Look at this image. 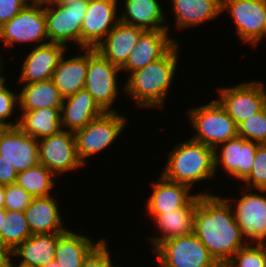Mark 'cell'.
Instances as JSON below:
<instances>
[{"label":"cell","instance_id":"1","mask_svg":"<svg viewBox=\"0 0 266 267\" xmlns=\"http://www.w3.org/2000/svg\"><path fill=\"white\" fill-rule=\"evenodd\" d=\"M193 233L223 267L248 241L242 235L233 209L225 197L215 193H198Z\"/></svg>","mask_w":266,"mask_h":267},{"label":"cell","instance_id":"2","mask_svg":"<svg viewBox=\"0 0 266 267\" xmlns=\"http://www.w3.org/2000/svg\"><path fill=\"white\" fill-rule=\"evenodd\" d=\"M177 42L163 57L149 63L146 67L128 74L123 86L126 96L135 102L137 107L163 110L170 86L174 81L178 66ZM127 92V93H126Z\"/></svg>","mask_w":266,"mask_h":267},{"label":"cell","instance_id":"3","mask_svg":"<svg viewBox=\"0 0 266 267\" xmlns=\"http://www.w3.org/2000/svg\"><path fill=\"white\" fill-rule=\"evenodd\" d=\"M214 151L210 146L188 138L173 146L161 174L192 189L196 182L209 181L216 176Z\"/></svg>","mask_w":266,"mask_h":267},{"label":"cell","instance_id":"4","mask_svg":"<svg viewBox=\"0 0 266 267\" xmlns=\"http://www.w3.org/2000/svg\"><path fill=\"white\" fill-rule=\"evenodd\" d=\"M194 136L190 139L216 149L220 144L238 136V126L215 99L186 112Z\"/></svg>","mask_w":266,"mask_h":267},{"label":"cell","instance_id":"5","mask_svg":"<svg viewBox=\"0 0 266 267\" xmlns=\"http://www.w3.org/2000/svg\"><path fill=\"white\" fill-rule=\"evenodd\" d=\"M127 117L117 111L104 112L88 125L74 132L77 154L85 166L87 158L103 152L119 138L127 125Z\"/></svg>","mask_w":266,"mask_h":267},{"label":"cell","instance_id":"6","mask_svg":"<svg viewBox=\"0 0 266 267\" xmlns=\"http://www.w3.org/2000/svg\"><path fill=\"white\" fill-rule=\"evenodd\" d=\"M153 253L160 267H221L193 232L161 242Z\"/></svg>","mask_w":266,"mask_h":267},{"label":"cell","instance_id":"7","mask_svg":"<svg viewBox=\"0 0 266 267\" xmlns=\"http://www.w3.org/2000/svg\"><path fill=\"white\" fill-rule=\"evenodd\" d=\"M0 42L5 48L15 43H36L35 46L49 43L45 2H29L16 16L4 23L0 27Z\"/></svg>","mask_w":266,"mask_h":267},{"label":"cell","instance_id":"8","mask_svg":"<svg viewBox=\"0 0 266 267\" xmlns=\"http://www.w3.org/2000/svg\"><path fill=\"white\" fill-rule=\"evenodd\" d=\"M88 8V0L77 1L68 5L45 2L46 31L48 41L60 43L69 48L67 43L75 42L81 49V27Z\"/></svg>","mask_w":266,"mask_h":267},{"label":"cell","instance_id":"9","mask_svg":"<svg viewBox=\"0 0 266 267\" xmlns=\"http://www.w3.org/2000/svg\"><path fill=\"white\" fill-rule=\"evenodd\" d=\"M254 191L244 188L239 198L226 197V199L233 209L235 220L246 241L266 244V190H256L259 193Z\"/></svg>","mask_w":266,"mask_h":267},{"label":"cell","instance_id":"10","mask_svg":"<svg viewBox=\"0 0 266 267\" xmlns=\"http://www.w3.org/2000/svg\"><path fill=\"white\" fill-rule=\"evenodd\" d=\"M121 71V68L105 59L96 49L89 48L85 89L105 112L117 111L112 106L121 90L117 80V74Z\"/></svg>","mask_w":266,"mask_h":267},{"label":"cell","instance_id":"11","mask_svg":"<svg viewBox=\"0 0 266 267\" xmlns=\"http://www.w3.org/2000/svg\"><path fill=\"white\" fill-rule=\"evenodd\" d=\"M216 99L238 126L266 106L265 83L248 81L230 87H219Z\"/></svg>","mask_w":266,"mask_h":267},{"label":"cell","instance_id":"12","mask_svg":"<svg viewBox=\"0 0 266 267\" xmlns=\"http://www.w3.org/2000/svg\"><path fill=\"white\" fill-rule=\"evenodd\" d=\"M227 10L241 42L258 46L264 34L266 0H222V12Z\"/></svg>","mask_w":266,"mask_h":267},{"label":"cell","instance_id":"13","mask_svg":"<svg viewBox=\"0 0 266 267\" xmlns=\"http://www.w3.org/2000/svg\"><path fill=\"white\" fill-rule=\"evenodd\" d=\"M39 163L56 177L83 168L80 161L74 132L61 130L59 133L38 140Z\"/></svg>","mask_w":266,"mask_h":267},{"label":"cell","instance_id":"14","mask_svg":"<svg viewBox=\"0 0 266 267\" xmlns=\"http://www.w3.org/2000/svg\"><path fill=\"white\" fill-rule=\"evenodd\" d=\"M118 0H88L81 27V49L94 48L120 21Z\"/></svg>","mask_w":266,"mask_h":267},{"label":"cell","instance_id":"15","mask_svg":"<svg viewBox=\"0 0 266 267\" xmlns=\"http://www.w3.org/2000/svg\"><path fill=\"white\" fill-rule=\"evenodd\" d=\"M220 145L214 149L215 173L222 166V170L230 175L228 177L233 176L232 179L243 181L252 171L256 150L260 144L237 136Z\"/></svg>","mask_w":266,"mask_h":267},{"label":"cell","instance_id":"16","mask_svg":"<svg viewBox=\"0 0 266 267\" xmlns=\"http://www.w3.org/2000/svg\"><path fill=\"white\" fill-rule=\"evenodd\" d=\"M0 154L19 173L39 163L38 140L18 126L1 127Z\"/></svg>","mask_w":266,"mask_h":267},{"label":"cell","instance_id":"17","mask_svg":"<svg viewBox=\"0 0 266 267\" xmlns=\"http://www.w3.org/2000/svg\"><path fill=\"white\" fill-rule=\"evenodd\" d=\"M68 49L63 44L52 42L33 47L23 60L17 83L21 85L51 80L60 58Z\"/></svg>","mask_w":266,"mask_h":267},{"label":"cell","instance_id":"18","mask_svg":"<svg viewBox=\"0 0 266 267\" xmlns=\"http://www.w3.org/2000/svg\"><path fill=\"white\" fill-rule=\"evenodd\" d=\"M169 30H145L121 70L132 73L163 57L176 43Z\"/></svg>","mask_w":266,"mask_h":267},{"label":"cell","instance_id":"19","mask_svg":"<svg viewBox=\"0 0 266 267\" xmlns=\"http://www.w3.org/2000/svg\"><path fill=\"white\" fill-rule=\"evenodd\" d=\"M198 193L182 208L163 214H147L154 220L160 236L148 237L154 250L161 242L193 232L195 206L198 203ZM153 217V218H152Z\"/></svg>","mask_w":266,"mask_h":267},{"label":"cell","instance_id":"20","mask_svg":"<svg viewBox=\"0 0 266 267\" xmlns=\"http://www.w3.org/2000/svg\"><path fill=\"white\" fill-rule=\"evenodd\" d=\"M152 184V193L147 198L146 209L149 214H163L184 207L195 195L192 189L181 183L166 179L160 174Z\"/></svg>","mask_w":266,"mask_h":267},{"label":"cell","instance_id":"21","mask_svg":"<svg viewBox=\"0 0 266 267\" xmlns=\"http://www.w3.org/2000/svg\"><path fill=\"white\" fill-rule=\"evenodd\" d=\"M80 52L83 54L79 53V55H74L69 59L65 57L66 54L64 53L53 72L51 80L63 98L85 88L89 48H82Z\"/></svg>","mask_w":266,"mask_h":267},{"label":"cell","instance_id":"22","mask_svg":"<svg viewBox=\"0 0 266 267\" xmlns=\"http://www.w3.org/2000/svg\"><path fill=\"white\" fill-rule=\"evenodd\" d=\"M105 111L96 103L93 96L84 88L63 98L61 126L63 130L75 132L88 125Z\"/></svg>","mask_w":266,"mask_h":267},{"label":"cell","instance_id":"23","mask_svg":"<svg viewBox=\"0 0 266 267\" xmlns=\"http://www.w3.org/2000/svg\"><path fill=\"white\" fill-rule=\"evenodd\" d=\"M145 30L119 21L97 46L96 51L112 64L121 68Z\"/></svg>","mask_w":266,"mask_h":267},{"label":"cell","instance_id":"24","mask_svg":"<svg viewBox=\"0 0 266 267\" xmlns=\"http://www.w3.org/2000/svg\"><path fill=\"white\" fill-rule=\"evenodd\" d=\"M54 196L33 197L24 214L32 234L37 233H64L63 216ZM64 225V226H63Z\"/></svg>","mask_w":266,"mask_h":267},{"label":"cell","instance_id":"25","mask_svg":"<svg viewBox=\"0 0 266 267\" xmlns=\"http://www.w3.org/2000/svg\"><path fill=\"white\" fill-rule=\"evenodd\" d=\"M124 1V2H123ZM120 21L144 30H169L166 16L159 0H123ZM166 24V25H165Z\"/></svg>","mask_w":266,"mask_h":267},{"label":"cell","instance_id":"26","mask_svg":"<svg viewBox=\"0 0 266 267\" xmlns=\"http://www.w3.org/2000/svg\"><path fill=\"white\" fill-rule=\"evenodd\" d=\"M176 29L183 30L213 20L222 14V0H170Z\"/></svg>","mask_w":266,"mask_h":267},{"label":"cell","instance_id":"27","mask_svg":"<svg viewBox=\"0 0 266 267\" xmlns=\"http://www.w3.org/2000/svg\"><path fill=\"white\" fill-rule=\"evenodd\" d=\"M57 233L32 234L13 250V257H18L23 267H42L55 259Z\"/></svg>","mask_w":266,"mask_h":267},{"label":"cell","instance_id":"28","mask_svg":"<svg viewBox=\"0 0 266 267\" xmlns=\"http://www.w3.org/2000/svg\"><path fill=\"white\" fill-rule=\"evenodd\" d=\"M86 235L74 232L71 229L64 233H57L54 260L60 267H82L87 255L103 240L99 239L94 243V240Z\"/></svg>","mask_w":266,"mask_h":267},{"label":"cell","instance_id":"29","mask_svg":"<svg viewBox=\"0 0 266 267\" xmlns=\"http://www.w3.org/2000/svg\"><path fill=\"white\" fill-rule=\"evenodd\" d=\"M18 127L26 134L40 140L62 130L61 108H41L21 111Z\"/></svg>","mask_w":266,"mask_h":267},{"label":"cell","instance_id":"30","mask_svg":"<svg viewBox=\"0 0 266 267\" xmlns=\"http://www.w3.org/2000/svg\"><path fill=\"white\" fill-rule=\"evenodd\" d=\"M19 92V112L41 108H61L63 97L52 80L22 84Z\"/></svg>","mask_w":266,"mask_h":267},{"label":"cell","instance_id":"31","mask_svg":"<svg viewBox=\"0 0 266 267\" xmlns=\"http://www.w3.org/2000/svg\"><path fill=\"white\" fill-rule=\"evenodd\" d=\"M56 176L45 166L38 163L18 173L16 183L33 197L51 195Z\"/></svg>","mask_w":266,"mask_h":267},{"label":"cell","instance_id":"32","mask_svg":"<svg viewBox=\"0 0 266 267\" xmlns=\"http://www.w3.org/2000/svg\"><path fill=\"white\" fill-rule=\"evenodd\" d=\"M31 235L32 233L24 212L5 209V217H3L0 233V243L14 250Z\"/></svg>","mask_w":266,"mask_h":267},{"label":"cell","instance_id":"33","mask_svg":"<svg viewBox=\"0 0 266 267\" xmlns=\"http://www.w3.org/2000/svg\"><path fill=\"white\" fill-rule=\"evenodd\" d=\"M223 267H266V244L247 243Z\"/></svg>","mask_w":266,"mask_h":267},{"label":"cell","instance_id":"34","mask_svg":"<svg viewBox=\"0 0 266 267\" xmlns=\"http://www.w3.org/2000/svg\"><path fill=\"white\" fill-rule=\"evenodd\" d=\"M238 136L260 145L266 144V106L238 125Z\"/></svg>","mask_w":266,"mask_h":267},{"label":"cell","instance_id":"35","mask_svg":"<svg viewBox=\"0 0 266 267\" xmlns=\"http://www.w3.org/2000/svg\"><path fill=\"white\" fill-rule=\"evenodd\" d=\"M252 171L242 181V188L266 190V144L258 146L253 162Z\"/></svg>","mask_w":266,"mask_h":267},{"label":"cell","instance_id":"36","mask_svg":"<svg viewBox=\"0 0 266 267\" xmlns=\"http://www.w3.org/2000/svg\"><path fill=\"white\" fill-rule=\"evenodd\" d=\"M18 107V108H17ZM15 109L19 110V95L11 91L7 84L0 88V127H16L19 124L20 115L18 113L17 119L6 121L7 118L11 120V116ZM10 117V118H9Z\"/></svg>","mask_w":266,"mask_h":267},{"label":"cell","instance_id":"37","mask_svg":"<svg viewBox=\"0 0 266 267\" xmlns=\"http://www.w3.org/2000/svg\"><path fill=\"white\" fill-rule=\"evenodd\" d=\"M33 196L26 192L17 183L5 186V203L6 210L22 211L30 205Z\"/></svg>","mask_w":266,"mask_h":267},{"label":"cell","instance_id":"38","mask_svg":"<svg viewBox=\"0 0 266 267\" xmlns=\"http://www.w3.org/2000/svg\"><path fill=\"white\" fill-rule=\"evenodd\" d=\"M107 240H103L87 255L82 267H118L112 263Z\"/></svg>","mask_w":266,"mask_h":267},{"label":"cell","instance_id":"39","mask_svg":"<svg viewBox=\"0 0 266 267\" xmlns=\"http://www.w3.org/2000/svg\"><path fill=\"white\" fill-rule=\"evenodd\" d=\"M29 0H0V27L16 16Z\"/></svg>","mask_w":266,"mask_h":267},{"label":"cell","instance_id":"40","mask_svg":"<svg viewBox=\"0 0 266 267\" xmlns=\"http://www.w3.org/2000/svg\"><path fill=\"white\" fill-rule=\"evenodd\" d=\"M17 171L0 154V185H10L16 183Z\"/></svg>","mask_w":266,"mask_h":267},{"label":"cell","instance_id":"41","mask_svg":"<svg viewBox=\"0 0 266 267\" xmlns=\"http://www.w3.org/2000/svg\"><path fill=\"white\" fill-rule=\"evenodd\" d=\"M13 258V250L0 243V267H10Z\"/></svg>","mask_w":266,"mask_h":267},{"label":"cell","instance_id":"42","mask_svg":"<svg viewBox=\"0 0 266 267\" xmlns=\"http://www.w3.org/2000/svg\"><path fill=\"white\" fill-rule=\"evenodd\" d=\"M4 203H5V186L0 185V210L4 209Z\"/></svg>","mask_w":266,"mask_h":267},{"label":"cell","instance_id":"43","mask_svg":"<svg viewBox=\"0 0 266 267\" xmlns=\"http://www.w3.org/2000/svg\"><path fill=\"white\" fill-rule=\"evenodd\" d=\"M52 4H57V5H68L73 2L77 1H84V0H49Z\"/></svg>","mask_w":266,"mask_h":267},{"label":"cell","instance_id":"44","mask_svg":"<svg viewBox=\"0 0 266 267\" xmlns=\"http://www.w3.org/2000/svg\"><path fill=\"white\" fill-rule=\"evenodd\" d=\"M3 61L0 60V88L3 87L6 84V77L2 75V69H3Z\"/></svg>","mask_w":266,"mask_h":267},{"label":"cell","instance_id":"45","mask_svg":"<svg viewBox=\"0 0 266 267\" xmlns=\"http://www.w3.org/2000/svg\"><path fill=\"white\" fill-rule=\"evenodd\" d=\"M3 217H5V208L0 210V233L3 224Z\"/></svg>","mask_w":266,"mask_h":267},{"label":"cell","instance_id":"46","mask_svg":"<svg viewBox=\"0 0 266 267\" xmlns=\"http://www.w3.org/2000/svg\"><path fill=\"white\" fill-rule=\"evenodd\" d=\"M42 267H60L59 264L54 260L50 262L48 265H44Z\"/></svg>","mask_w":266,"mask_h":267},{"label":"cell","instance_id":"47","mask_svg":"<svg viewBox=\"0 0 266 267\" xmlns=\"http://www.w3.org/2000/svg\"><path fill=\"white\" fill-rule=\"evenodd\" d=\"M30 2H47L49 0H29Z\"/></svg>","mask_w":266,"mask_h":267},{"label":"cell","instance_id":"48","mask_svg":"<svg viewBox=\"0 0 266 267\" xmlns=\"http://www.w3.org/2000/svg\"><path fill=\"white\" fill-rule=\"evenodd\" d=\"M263 39H266V22H265V27H264Z\"/></svg>","mask_w":266,"mask_h":267},{"label":"cell","instance_id":"49","mask_svg":"<svg viewBox=\"0 0 266 267\" xmlns=\"http://www.w3.org/2000/svg\"><path fill=\"white\" fill-rule=\"evenodd\" d=\"M10 267H23V266H20V265H16V264H14L13 262H12V264H11V266Z\"/></svg>","mask_w":266,"mask_h":267}]
</instances>
